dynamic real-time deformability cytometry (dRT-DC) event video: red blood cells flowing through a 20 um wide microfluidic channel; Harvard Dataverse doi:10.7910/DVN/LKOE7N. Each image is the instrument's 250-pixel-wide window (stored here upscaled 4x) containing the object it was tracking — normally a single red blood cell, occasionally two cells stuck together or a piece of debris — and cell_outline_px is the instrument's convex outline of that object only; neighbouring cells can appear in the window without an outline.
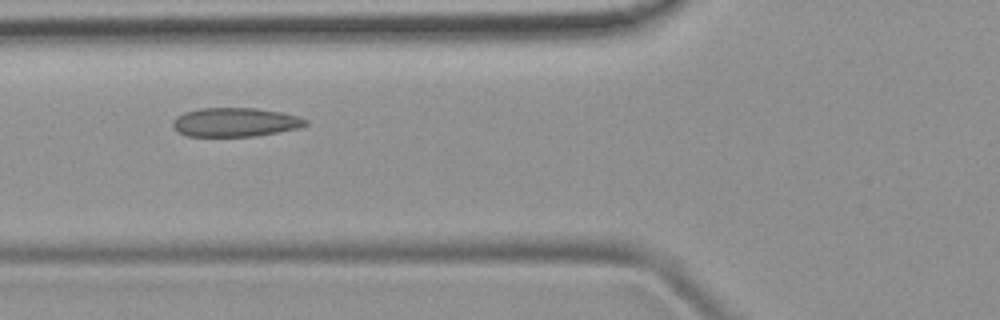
{"species": "common noctule bat (a hibernating species)", "species_latin": "Nyctalus noctula", "temperature_condition": "room temperature", "stored_images_in_passage": 5, "camera_frame_rate_fps": 3000, "um_per_image_px": 0.085, "animal": {"sex": "female", "body_mass_g": 19.9}, "frame": {"image": 1, "passage_image": 3, "time_ms": 2.333, "image_size_px": [1000, 320], "cell_outline_px": [[308, 124], [300, 128], [256, 136], [188, 136], [180, 132], [172, 124], [172, 120], [176, 116], [184, 112], [200, 108], [256, 108], [280, 112], [296, 116], [308, 120]], "centroid_in_image_um": [20.0, 10.38], "position_along_channel_um": 105.8, "area_um2": 22.31}}
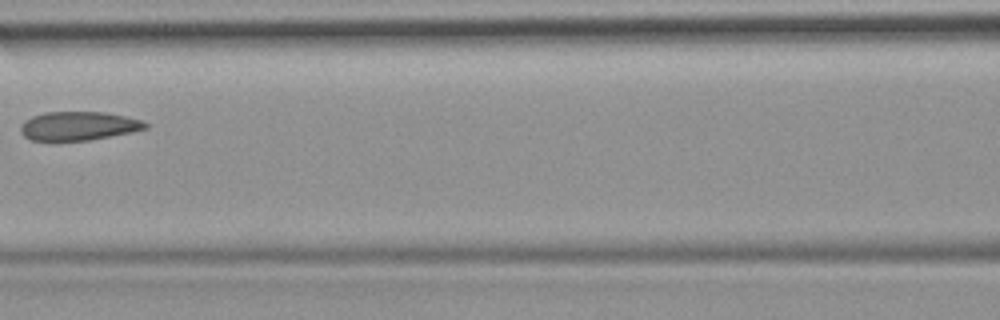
{"frame": {"image": 2, "passage_image": 4, "time_ms": 3.667, "image_size_px": [1000, 320], "cell_outline_px": [[148, 128], [132, 132], [88, 140], [32, 140], [24, 136], [20, 132], [20, 128], [24, 120], [32, 116], [44, 112], [104, 112], [144, 120], [148, 124]], "centroid_in_image_um": [6.68, 10.69], "position_along_channel_um": 159.9, "area_um2": 20.87}}
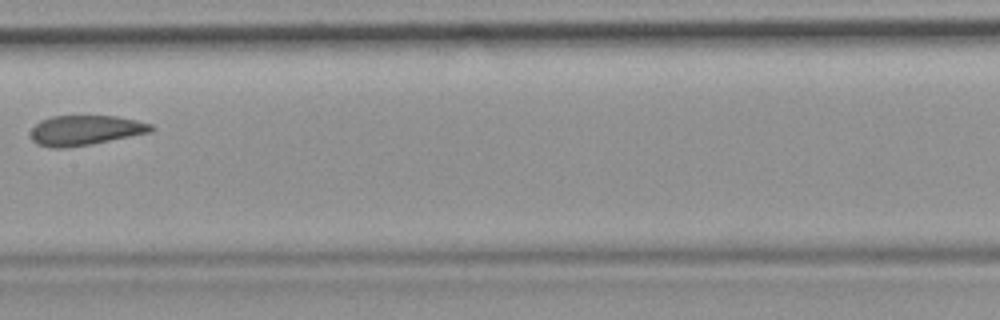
{"frame": {"image": 3, "passage_image": 5, "time_ms": 4.667, "image_size_px": [1000, 320], "cell_outline_px": [[156, 128], [152, 132], [92, 144], [64, 148], [52, 148], [36, 144], [32, 140], [32, 128], [40, 120], [52, 116], [116, 116], [136, 120], [152, 124]], "centroid_in_image_um": [7.27, 11.07], "position_along_channel_um": 200.1, "area_um2": 21.1}}